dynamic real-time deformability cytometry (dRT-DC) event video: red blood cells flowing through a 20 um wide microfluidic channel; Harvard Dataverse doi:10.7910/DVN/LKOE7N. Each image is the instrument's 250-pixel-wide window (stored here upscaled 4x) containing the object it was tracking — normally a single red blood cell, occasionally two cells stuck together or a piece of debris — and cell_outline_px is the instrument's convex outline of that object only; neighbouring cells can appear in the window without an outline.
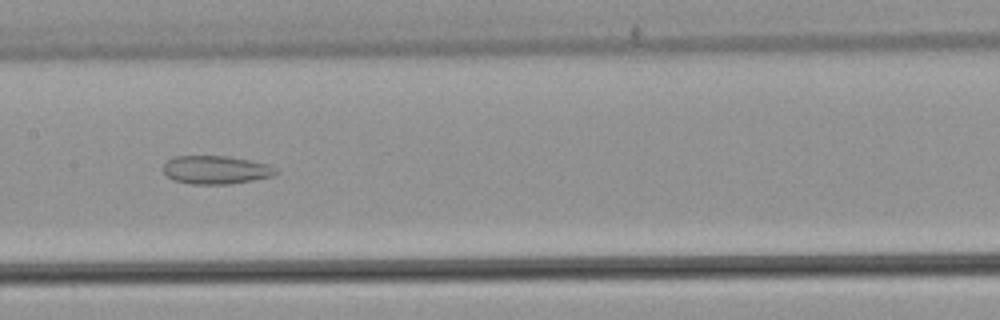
{"species": "common noctule bat (a hibernating species)", "species_latin": "Nyctalus noctula", "temperature_condition": "warm", "stored_images_in_passage": 42, "camera_frame_rate_fps": 3000, "um_per_image_px": 0.085, "animal": {"sex": "male", "body_mass_g": 21.5, "forearm_length_mm": 52.0}, "frame": {"image": 1, "passage_image": 16, "time_ms": 5.0, "image_size_px": [1000, 320], "cell_outline_px": [[280, 172], [276, 176], [232, 184], [192, 184], [172, 180], [164, 172], [164, 164], [172, 156], [224, 156], [248, 160], [268, 164], [276, 168]], "centroid_in_image_um": [18.39, 14.45], "position_along_channel_um": 189.0, "area_um2": 18.73}}
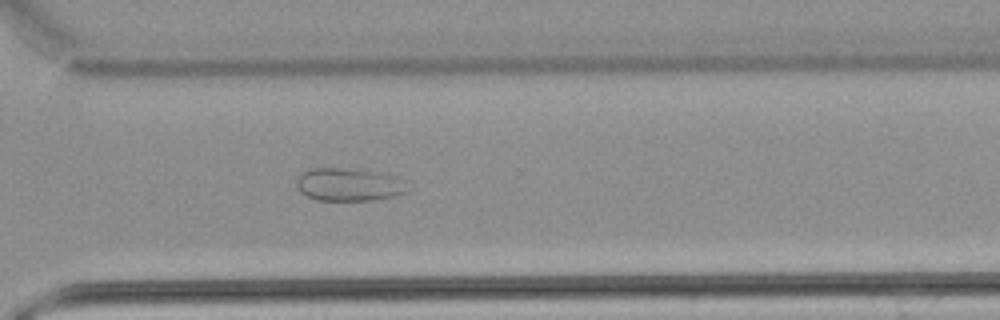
{"frame": {"image": 2, "passage_image": 28, "time_ms": 9.0, "image_size_px": [1000, 320], "cell_outline_px": [[408, 192], [392, 196], [372, 200], [316, 200], [300, 192], [296, 184], [296, 180], [308, 168], [360, 168], [380, 172], [396, 176]], "centroid_in_image_um": [29.61, 15.67], "position_along_channel_um": 341.0, "area_um2": 21.21}}
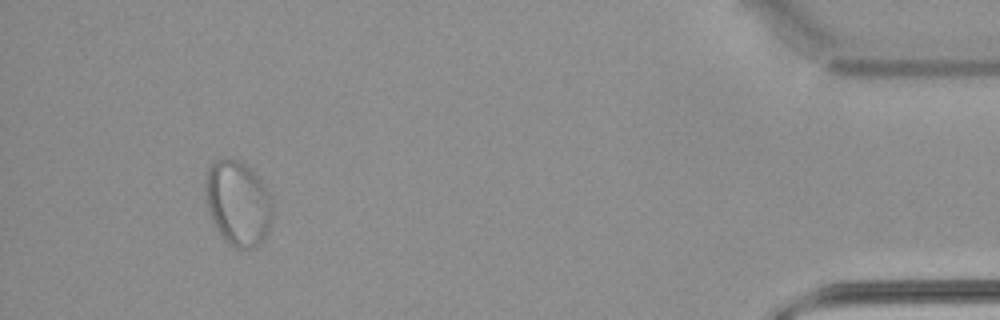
{"frame": {"image": 3, "passage_image": 39, "time_ms": 12.667, "image_size_px": [1000, 320], "cell_outline_px": [[272, 220], [268, 232], [264, 240], [260, 244], [252, 248], [232, 248], [224, 240], [212, 220], [208, 212], [204, 192], [204, 180], [208, 168], [216, 160], [224, 156], [228, 156], [244, 164], [260, 180], [272, 204]], "centroid_in_image_um": [20.18, 17.29], "position_along_channel_um": 415.0, "area_um2": 33.35}}